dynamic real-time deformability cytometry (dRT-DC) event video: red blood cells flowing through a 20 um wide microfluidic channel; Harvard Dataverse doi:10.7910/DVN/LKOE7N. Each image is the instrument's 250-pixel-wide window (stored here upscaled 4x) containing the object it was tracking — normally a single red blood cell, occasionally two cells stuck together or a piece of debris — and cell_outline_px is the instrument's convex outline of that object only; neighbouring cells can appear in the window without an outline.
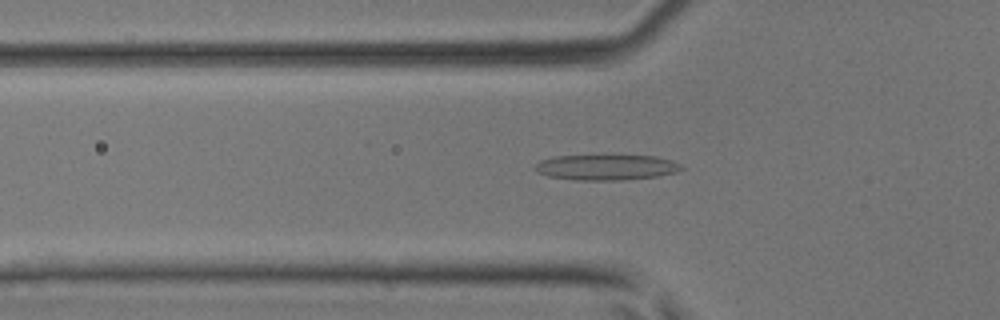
{"species": "common noctule bat (a hibernating species)", "species_latin": "Nyctalus noctula", "temperature_condition": "room temperature", "stored_images_in_passage": 46, "camera_frame_rate_fps": 3000, "um_per_image_px": 0.085, "animal": {"sex": "male", "body_mass_g": 17.9, "forearm_length_mm": 54.2}, "frame": {"image": 1, "passage_image": 16, "time_ms": 5.0, "image_size_px": [1000, 320], "cell_outline_px": [[684, 168], [676, 172], [656, 176], [620, 180], [576, 180], [548, 176], [536, 172], [536, 164], [540, 160], [556, 156], [656, 156], [672, 160], [680, 164]], "centroid_in_image_um": [51.53, 14.22], "position_along_channel_um": 74.3, "area_um2": 21.5}}
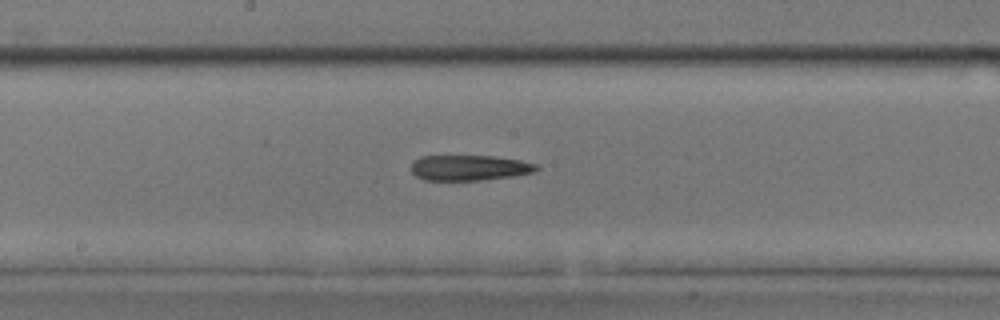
{"frame": {"image": 2, "passage_image": 25, "time_ms": 8.0, "image_size_px": [1000, 320], "cell_outline_px": [[540, 168], [532, 172], [516, 176], [480, 180], [424, 180], [416, 176], [412, 172], [412, 160], [420, 156], [492, 156], [520, 160], [540, 164]], "centroid_in_image_um": [39.91, 14.26], "position_along_channel_um": 208.3, "area_um2": 18.73}}
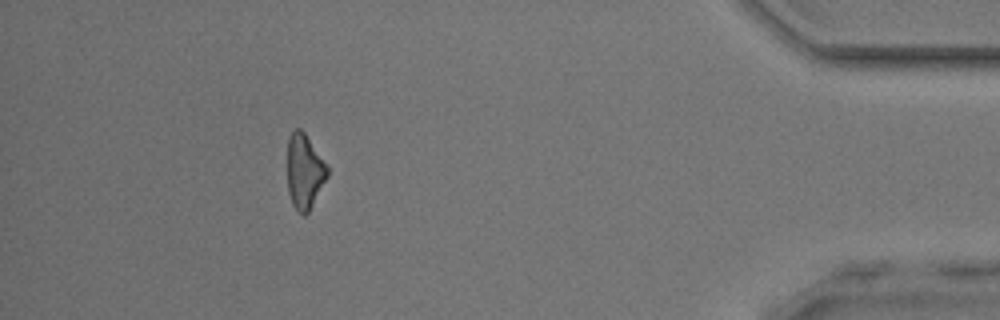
{"frame": {"image": 3, "passage_image": 42, "time_ms": 13.667, "image_size_px": [1000, 320], "cell_outline_px": [[328, 176], [308, 212], [304, 216], [292, 204], [288, 192], [288, 136], [296, 128], [300, 128], [304, 132], [328, 164]], "centroid_in_image_um": [25.89, 14.54], "position_along_channel_um": 409.3, "area_um2": 17.4}}